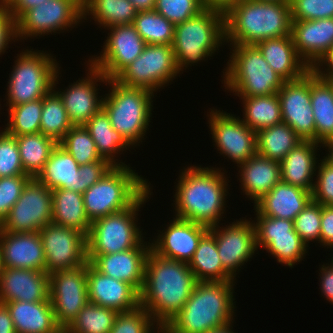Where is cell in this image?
Here are the masks:
<instances>
[{
    "instance_id": "cell-1",
    "label": "cell",
    "mask_w": 333,
    "mask_h": 333,
    "mask_svg": "<svg viewBox=\"0 0 333 333\" xmlns=\"http://www.w3.org/2000/svg\"><path fill=\"white\" fill-rule=\"evenodd\" d=\"M197 282L188 263L161 257L150 250L140 307L149 312L157 325L170 323L185 305Z\"/></svg>"
},
{
    "instance_id": "cell-2",
    "label": "cell",
    "mask_w": 333,
    "mask_h": 333,
    "mask_svg": "<svg viewBox=\"0 0 333 333\" xmlns=\"http://www.w3.org/2000/svg\"><path fill=\"white\" fill-rule=\"evenodd\" d=\"M221 171L195 165L184 168L175 187L174 216L208 228L220 225L229 193V179Z\"/></svg>"
},
{
    "instance_id": "cell-3",
    "label": "cell",
    "mask_w": 333,
    "mask_h": 333,
    "mask_svg": "<svg viewBox=\"0 0 333 333\" xmlns=\"http://www.w3.org/2000/svg\"><path fill=\"white\" fill-rule=\"evenodd\" d=\"M290 4L240 0L225 15V43L256 44L265 39L291 35Z\"/></svg>"
},
{
    "instance_id": "cell-4",
    "label": "cell",
    "mask_w": 333,
    "mask_h": 333,
    "mask_svg": "<svg viewBox=\"0 0 333 333\" xmlns=\"http://www.w3.org/2000/svg\"><path fill=\"white\" fill-rule=\"evenodd\" d=\"M235 283V280L197 282L170 324L181 333H205L234 322Z\"/></svg>"
},
{
    "instance_id": "cell-5",
    "label": "cell",
    "mask_w": 333,
    "mask_h": 333,
    "mask_svg": "<svg viewBox=\"0 0 333 333\" xmlns=\"http://www.w3.org/2000/svg\"><path fill=\"white\" fill-rule=\"evenodd\" d=\"M222 83L238 97L276 94L285 80L264 59L255 44L230 45ZM224 81V82H223ZM235 92V93H234Z\"/></svg>"
},
{
    "instance_id": "cell-6",
    "label": "cell",
    "mask_w": 333,
    "mask_h": 333,
    "mask_svg": "<svg viewBox=\"0 0 333 333\" xmlns=\"http://www.w3.org/2000/svg\"><path fill=\"white\" fill-rule=\"evenodd\" d=\"M110 86L105 94L102 109L106 112L113 129L132 146H140L151 122L154 93L142 88L120 84L108 79Z\"/></svg>"
},
{
    "instance_id": "cell-7",
    "label": "cell",
    "mask_w": 333,
    "mask_h": 333,
    "mask_svg": "<svg viewBox=\"0 0 333 333\" xmlns=\"http://www.w3.org/2000/svg\"><path fill=\"white\" fill-rule=\"evenodd\" d=\"M129 165L112 166L107 173L83 193L85 213L92 223L109 214L130 208L150 184Z\"/></svg>"
},
{
    "instance_id": "cell-8",
    "label": "cell",
    "mask_w": 333,
    "mask_h": 333,
    "mask_svg": "<svg viewBox=\"0 0 333 333\" xmlns=\"http://www.w3.org/2000/svg\"><path fill=\"white\" fill-rule=\"evenodd\" d=\"M224 42L225 16L220 13L204 9L175 25L172 47L179 72L212 57Z\"/></svg>"
},
{
    "instance_id": "cell-9",
    "label": "cell",
    "mask_w": 333,
    "mask_h": 333,
    "mask_svg": "<svg viewBox=\"0 0 333 333\" xmlns=\"http://www.w3.org/2000/svg\"><path fill=\"white\" fill-rule=\"evenodd\" d=\"M149 188L130 208L109 214L91 223L86 237L87 260L138 247L146 238L138 226V211L152 194ZM150 195V196H149ZM141 230V231H140ZM144 236V237H143Z\"/></svg>"
},
{
    "instance_id": "cell-10",
    "label": "cell",
    "mask_w": 333,
    "mask_h": 333,
    "mask_svg": "<svg viewBox=\"0 0 333 333\" xmlns=\"http://www.w3.org/2000/svg\"><path fill=\"white\" fill-rule=\"evenodd\" d=\"M20 52L7 82L8 108L43 99L53 89L55 76L61 68L56 57L47 51H33L32 48Z\"/></svg>"
},
{
    "instance_id": "cell-11",
    "label": "cell",
    "mask_w": 333,
    "mask_h": 333,
    "mask_svg": "<svg viewBox=\"0 0 333 333\" xmlns=\"http://www.w3.org/2000/svg\"><path fill=\"white\" fill-rule=\"evenodd\" d=\"M181 72L178 70L172 45L146 44L141 55L126 66L114 79L129 87L152 93L164 89ZM174 78V79H173Z\"/></svg>"
},
{
    "instance_id": "cell-12",
    "label": "cell",
    "mask_w": 333,
    "mask_h": 333,
    "mask_svg": "<svg viewBox=\"0 0 333 333\" xmlns=\"http://www.w3.org/2000/svg\"><path fill=\"white\" fill-rule=\"evenodd\" d=\"M82 19V0H47L27 10L16 21L17 41L69 31L85 22Z\"/></svg>"
},
{
    "instance_id": "cell-13",
    "label": "cell",
    "mask_w": 333,
    "mask_h": 333,
    "mask_svg": "<svg viewBox=\"0 0 333 333\" xmlns=\"http://www.w3.org/2000/svg\"><path fill=\"white\" fill-rule=\"evenodd\" d=\"M52 223V190L36 177L30 178L0 225V231L15 233L39 232Z\"/></svg>"
},
{
    "instance_id": "cell-14",
    "label": "cell",
    "mask_w": 333,
    "mask_h": 333,
    "mask_svg": "<svg viewBox=\"0 0 333 333\" xmlns=\"http://www.w3.org/2000/svg\"><path fill=\"white\" fill-rule=\"evenodd\" d=\"M210 110V114L207 112V124L219 154L235 162L238 167L257 153L256 132L241 117L214 107Z\"/></svg>"
},
{
    "instance_id": "cell-15",
    "label": "cell",
    "mask_w": 333,
    "mask_h": 333,
    "mask_svg": "<svg viewBox=\"0 0 333 333\" xmlns=\"http://www.w3.org/2000/svg\"><path fill=\"white\" fill-rule=\"evenodd\" d=\"M45 255V272L78 268L88 262L86 236L65 226L48 223L39 230Z\"/></svg>"
},
{
    "instance_id": "cell-16",
    "label": "cell",
    "mask_w": 333,
    "mask_h": 333,
    "mask_svg": "<svg viewBox=\"0 0 333 333\" xmlns=\"http://www.w3.org/2000/svg\"><path fill=\"white\" fill-rule=\"evenodd\" d=\"M49 299L56 322L66 329L89 302L87 263L75 269L49 274Z\"/></svg>"
},
{
    "instance_id": "cell-17",
    "label": "cell",
    "mask_w": 333,
    "mask_h": 333,
    "mask_svg": "<svg viewBox=\"0 0 333 333\" xmlns=\"http://www.w3.org/2000/svg\"><path fill=\"white\" fill-rule=\"evenodd\" d=\"M215 236L219 258L224 270L236 280V275L249 259L253 257L257 248L256 230L253 220L236 219L226 227L209 228ZM246 262V263H245ZM241 268V269H240ZM238 270V271H237Z\"/></svg>"
},
{
    "instance_id": "cell-18",
    "label": "cell",
    "mask_w": 333,
    "mask_h": 333,
    "mask_svg": "<svg viewBox=\"0 0 333 333\" xmlns=\"http://www.w3.org/2000/svg\"><path fill=\"white\" fill-rule=\"evenodd\" d=\"M106 29L110 32L102 47L103 50L99 56L94 55L87 62L108 79H114L141 55L146 43L133 24L115 25Z\"/></svg>"
},
{
    "instance_id": "cell-19",
    "label": "cell",
    "mask_w": 333,
    "mask_h": 333,
    "mask_svg": "<svg viewBox=\"0 0 333 333\" xmlns=\"http://www.w3.org/2000/svg\"><path fill=\"white\" fill-rule=\"evenodd\" d=\"M282 120L303 141H315V122L311 107V70L294 81H285L278 91Z\"/></svg>"
},
{
    "instance_id": "cell-20",
    "label": "cell",
    "mask_w": 333,
    "mask_h": 333,
    "mask_svg": "<svg viewBox=\"0 0 333 333\" xmlns=\"http://www.w3.org/2000/svg\"><path fill=\"white\" fill-rule=\"evenodd\" d=\"M86 65L88 72L85 78H79L63 91L61 89L56 91L73 126H84L103 107L104 96L98 95L97 82L106 84L108 78L89 62Z\"/></svg>"
},
{
    "instance_id": "cell-21",
    "label": "cell",
    "mask_w": 333,
    "mask_h": 333,
    "mask_svg": "<svg viewBox=\"0 0 333 333\" xmlns=\"http://www.w3.org/2000/svg\"><path fill=\"white\" fill-rule=\"evenodd\" d=\"M169 223L167 228L160 230L157 238L151 241V250L161 257L189 263L209 228L176 217Z\"/></svg>"
},
{
    "instance_id": "cell-22",
    "label": "cell",
    "mask_w": 333,
    "mask_h": 333,
    "mask_svg": "<svg viewBox=\"0 0 333 333\" xmlns=\"http://www.w3.org/2000/svg\"><path fill=\"white\" fill-rule=\"evenodd\" d=\"M88 300L92 304L129 312L140 306V293L129 283L106 276L87 262Z\"/></svg>"
},
{
    "instance_id": "cell-23",
    "label": "cell",
    "mask_w": 333,
    "mask_h": 333,
    "mask_svg": "<svg viewBox=\"0 0 333 333\" xmlns=\"http://www.w3.org/2000/svg\"><path fill=\"white\" fill-rule=\"evenodd\" d=\"M150 242L126 251L97 255L90 264L100 273L132 285L139 293L144 284L145 264Z\"/></svg>"
},
{
    "instance_id": "cell-24",
    "label": "cell",
    "mask_w": 333,
    "mask_h": 333,
    "mask_svg": "<svg viewBox=\"0 0 333 333\" xmlns=\"http://www.w3.org/2000/svg\"><path fill=\"white\" fill-rule=\"evenodd\" d=\"M11 301H50L49 274L40 270L5 267L0 277V303Z\"/></svg>"
},
{
    "instance_id": "cell-25",
    "label": "cell",
    "mask_w": 333,
    "mask_h": 333,
    "mask_svg": "<svg viewBox=\"0 0 333 333\" xmlns=\"http://www.w3.org/2000/svg\"><path fill=\"white\" fill-rule=\"evenodd\" d=\"M291 37L298 55L311 68L333 48V18L292 20Z\"/></svg>"
},
{
    "instance_id": "cell-26",
    "label": "cell",
    "mask_w": 333,
    "mask_h": 333,
    "mask_svg": "<svg viewBox=\"0 0 333 333\" xmlns=\"http://www.w3.org/2000/svg\"><path fill=\"white\" fill-rule=\"evenodd\" d=\"M4 266L45 271V255L39 232L0 231Z\"/></svg>"
},
{
    "instance_id": "cell-27",
    "label": "cell",
    "mask_w": 333,
    "mask_h": 333,
    "mask_svg": "<svg viewBox=\"0 0 333 333\" xmlns=\"http://www.w3.org/2000/svg\"><path fill=\"white\" fill-rule=\"evenodd\" d=\"M312 200L311 192L280 181L254 204L256 214L294 220Z\"/></svg>"
},
{
    "instance_id": "cell-28",
    "label": "cell",
    "mask_w": 333,
    "mask_h": 333,
    "mask_svg": "<svg viewBox=\"0 0 333 333\" xmlns=\"http://www.w3.org/2000/svg\"><path fill=\"white\" fill-rule=\"evenodd\" d=\"M318 147H321L318 142L302 141L293 148L280 162L281 181L312 193L313 177L320 161L316 157Z\"/></svg>"
},
{
    "instance_id": "cell-29",
    "label": "cell",
    "mask_w": 333,
    "mask_h": 333,
    "mask_svg": "<svg viewBox=\"0 0 333 333\" xmlns=\"http://www.w3.org/2000/svg\"><path fill=\"white\" fill-rule=\"evenodd\" d=\"M255 45L267 63L285 81L297 80L311 69L298 55L291 35L261 40Z\"/></svg>"
},
{
    "instance_id": "cell-30",
    "label": "cell",
    "mask_w": 333,
    "mask_h": 333,
    "mask_svg": "<svg viewBox=\"0 0 333 333\" xmlns=\"http://www.w3.org/2000/svg\"><path fill=\"white\" fill-rule=\"evenodd\" d=\"M238 168L241 190L254 204L281 181L280 163L257 153Z\"/></svg>"
},
{
    "instance_id": "cell-31",
    "label": "cell",
    "mask_w": 333,
    "mask_h": 333,
    "mask_svg": "<svg viewBox=\"0 0 333 333\" xmlns=\"http://www.w3.org/2000/svg\"><path fill=\"white\" fill-rule=\"evenodd\" d=\"M16 333H58L62 328L55 319L50 301L4 303Z\"/></svg>"
},
{
    "instance_id": "cell-32",
    "label": "cell",
    "mask_w": 333,
    "mask_h": 333,
    "mask_svg": "<svg viewBox=\"0 0 333 333\" xmlns=\"http://www.w3.org/2000/svg\"><path fill=\"white\" fill-rule=\"evenodd\" d=\"M79 167L77 161L57 144L36 178L50 190L67 189L83 194L85 186H82Z\"/></svg>"
},
{
    "instance_id": "cell-33",
    "label": "cell",
    "mask_w": 333,
    "mask_h": 333,
    "mask_svg": "<svg viewBox=\"0 0 333 333\" xmlns=\"http://www.w3.org/2000/svg\"><path fill=\"white\" fill-rule=\"evenodd\" d=\"M84 126L89 131L102 159L107 160L112 166L126 165L122 160L119 162L116 155L122 154L124 150H129L132 146L113 129L109 117L103 109L99 110Z\"/></svg>"
},
{
    "instance_id": "cell-34",
    "label": "cell",
    "mask_w": 333,
    "mask_h": 333,
    "mask_svg": "<svg viewBox=\"0 0 333 333\" xmlns=\"http://www.w3.org/2000/svg\"><path fill=\"white\" fill-rule=\"evenodd\" d=\"M52 223L82 232L86 237L91 222L85 209L83 194L67 190H52Z\"/></svg>"
},
{
    "instance_id": "cell-35",
    "label": "cell",
    "mask_w": 333,
    "mask_h": 333,
    "mask_svg": "<svg viewBox=\"0 0 333 333\" xmlns=\"http://www.w3.org/2000/svg\"><path fill=\"white\" fill-rule=\"evenodd\" d=\"M311 107L315 122V142L333 140V82L311 71Z\"/></svg>"
},
{
    "instance_id": "cell-36",
    "label": "cell",
    "mask_w": 333,
    "mask_h": 333,
    "mask_svg": "<svg viewBox=\"0 0 333 333\" xmlns=\"http://www.w3.org/2000/svg\"><path fill=\"white\" fill-rule=\"evenodd\" d=\"M83 19H93L101 28L133 24L138 13L130 0H82ZM88 15V16H87Z\"/></svg>"
},
{
    "instance_id": "cell-37",
    "label": "cell",
    "mask_w": 333,
    "mask_h": 333,
    "mask_svg": "<svg viewBox=\"0 0 333 333\" xmlns=\"http://www.w3.org/2000/svg\"><path fill=\"white\" fill-rule=\"evenodd\" d=\"M198 282L234 280L223 268L215 236L208 231L188 263Z\"/></svg>"
},
{
    "instance_id": "cell-38",
    "label": "cell",
    "mask_w": 333,
    "mask_h": 333,
    "mask_svg": "<svg viewBox=\"0 0 333 333\" xmlns=\"http://www.w3.org/2000/svg\"><path fill=\"white\" fill-rule=\"evenodd\" d=\"M302 141L290 126L281 122L256 133L257 154L280 163Z\"/></svg>"
},
{
    "instance_id": "cell-39",
    "label": "cell",
    "mask_w": 333,
    "mask_h": 333,
    "mask_svg": "<svg viewBox=\"0 0 333 333\" xmlns=\"http://www.w3.org/2000/svg\"><path fill=\"white\" fill-rule=\"evenodd\" d=\"M60 69L57 72L53 89L42 99V113L40 123V133L52 138L59 143L64 135L73 127L64 107L63 101L56 92V84L59 80Z\"/></svg>"
},
{
    "instance_id": "cell-40",
    "label": "cell",
    "mask_w": 333,
    "mask_h": 333,
    "mask_svg": "<svg viewBox=\"0 0 333 333\" xmlns=\"http://www.w3.org/2000/svg\"><path fill=\"white\" fill-rule=\"evenodd\" d=\"M242 99V121L256 133L267 127L283 122L278 94L255 97H240Z\"/></svg>"
},
{
    "instance_id": "cell-41",
    "label": "cell",
    "mask_w": 333,
    "mask_h": 333,
    "mask_svg": "<svg viewBox=\"0 0 333 333\" xmlns=\"http://www.w3.org/2000/svg\"><path fill=\"white\" fill-rule=\"evenodd\" d=\"M24 173L37 177L48 160L52 149L58 144L42 133L16 136Z\"/></svg>"
},
{
    "instance_id": "cell-42",
    "label": "cell",
    "mask_w": 333,
    "mask_h": 333,
    "mask_svg": "<svg viewBox=\"0 0 333 333\" xmlns=\"http://www.w3.org/2000/svg\"><path fill=\"white\" fill-rule=\"evenodd\" d=\"M133 25L146 44H173L175 25L155 10L138 11Z\"/></svg>"
},
{
    "instance_id": "cell-43",
    "label": "cell",
    "mask_w": 333,
    "mask_h": 333,
    "mask_svg": "<svg viewBox=\"0 0 333 333\" xmlns=\"http://www.w3.org/2000/svg\"><path fill=\"white\" fill-rule=\"evenodd\" d=\"M119 312L88 302L65 329L67 333H109Z\"/></svg>"
},
{
    "instance_id": "cell-44",
    "label": "cell",
    "mask_w": 333,
    "mask_h": 333,
    "mask_svg": "<svg viewBox=\"0 0 333 333\" xmlns=\"http://www.w3.org/2000/svg\"><path fill=\"white\" fill-rule=\"evenodd\" d=\"M8 123L3 128L13 136L40 132L42 99L8 108Z\"/></svg>"
},
{
    "instance_id": "cell-45",
    "label": "cell",
    "mask_w": 333,
    "mask_h": 333,
    "mask_svg": "<svg viewBox=\"0 0 333 333\" xmlns=\"http://www.w3.org/2000/svg\"><path fill=\"white\" fill-rule=\"evenodd\" d=\"M79 165L103 160L85 126H73L58 143Z\"/></svg>"
},
{
    "instance_id": "cell-46",
    "label": "cell",
    "mask_w": 333,
    "mask_h": 333,
    "mask_svg": "<svg viewBox=\"0 0 333 333\" xmlns=\"http://www.w3.org/2000/svg\"><path fill=\"white\" fill-rule=\"evenodd\" d=\"M263 249L277 258L278 263L293 268L305 258L309 248L297 232H291V236L272 237Z\"/></svg>"
},
{
    "instance_id": "cell-47",
    "label": "cell",
    "mask_w": 333,
    "mask_h": 333,
    "mask_svg": "<svg viewBox=\"0 0 333 333\" xmlns=\"http://www.w3.org/2000/svg\"><path fill=\"white\" fill-rule=\"evenodd\" d=\"M157 327L149 312L139 306L135 310L118 313L109 333H154Z\"/></svg>"
},
{
    "instance_id": "cell-48",
    "label": "cell",
    "mask_w": 333,
    "mask_h": 333,
    "mask_svg": "<svg viewBox=\"0 0 333 333\" xmlns=\"http://www.w3.org/2000/svg\"><path fill=\"white\" fill-rule=\"evenodd\" d=\"M154 10L177 25L204 10L201 0H155Z\"/></svg>"
},
{
    "instance_id": "cell-49",
    "label": "cell",
    "mask_w": 333,
    "mask_h": 333,
    "mask_svg": "<svg viewBox=\"0 0 333 333\" xmlns=\"http://www.w3.org/2000/svg\"><path fill=\"white\" fill-rule=\"evenodd\" d=\"M293 221L294 230L307 247L314 240L320 243L321 204L311 200Z\"/></svg>"
},
{
    "instance_id": "cell-50",
    "label": "cell",
    "mask_w": 333,
    "mask_h": 333,
    "mask_svg": "<svg viewBox=\"0 0 333 333\" xmlns=\"http://www.w3.org/2000/svg\"><path fill=\"white\" fill-rule=\"evenodd\" d=\"M255 225L257 248H264L272 237L291 236L294 230V221L289 219L267 217L262 214H256ZM257 221V222H256Z\"/></svg>"
},
{
    "instance_id": "cell-51",
    "label": "cell",
    "mask_w": 333,
    "mask_h": 333,
    "mask_svg": "<svg viewBox=\"0 0 333 333\" xmlns=\"http://www.w3.org/2000/svg\"><path fill=\"white\" fill-rule=\"evenodd\" d=\"M27 175L24 173L16 136L4 129L0 132V178Z\"/></svg>"
},
{
    "instance_id": "cell-52",
    "label": "cell",
    "mask_w": 333,
    "mask_h": 333,
    "mask_svg": "<svg viewBox=\"0 0 333 333\" xmlns=\"http://www.w3.org/2000/svg\"><path fill=\"white\" fill-rule=\"evenodd\" d=\"M292 20L333 18V0H291Z\"/></svg>"
},
{
    "instance_id": "cell-53",
    "label": "cell",
    "mask_w": 333,
    "mask_h": 333,
    "mask_svg": "<svg viewBox=\"0 0 333 333\" xmlns=\"http://www.w3.org/2000/svg\"><path fill=\"white\" fill-rule=\"evenodd\" d=\"M30 178L29 175L0 178V225L6 219L10 209L19 199L24 186Z\"/></svg>"
},
{
    "instance_id": "cell-54",
    "label": "cell",
    "mask_w": 333,
    "mask_h": 333,
    "mask_svg": "<svg viewBox=\"0 0 333 333\" xmlns=\"http://www.w3.org/2000/svg\"><path fill=\"white\" fill-rule=\"evenodd\" d=\"M316 178L311 193L312 201L322 206H333V167L320 159L316 169Z\"/></svg>"
},
{
    "instance_id": "cell-55",
    "label": "cell",
    "mask_w": 333,
    "mask_h": 333,
    "mask_svg": "<svg viewBox=\"0 0 333 333\" xmlns=\"http://www.w3.org/2000/svg\"><path fill=\"white\" fill-rule=\"evenodd\" d=\"M11 41L17 42L16 20L12 17L7 8L0 3V55L6 52Z\"/></svg>"
},
{
    "instance_id": "cell-56",
    "label": "cell",
    "mask_w": 333,
    "mask_h": 333,
    "mask_svg": "<svg viewBox=\"0 0 333 333\" xmlns=\"http://www.w3.org/2000/svg\"><path fill=\"white\" fill-rule=\"evenodd\" d=\"M111 167L112 165L105 159L80 165L78 172L82 179V186H85V191L96 184Z\"/></svg>"
},
{
    "instance_id": "cell-57",
    "label": "cell",
    "mask_w": 333,
    "mask_h": 333,
    "mask_svg": "<svg viewBox=\"0 0 333 333\" xmlns=\"http://www.w3.org/2000/svg\"><path fill=\"white\" fill-rule=\"evenodd\" d=\"M320 245L333 248V206L321 205Z\"/></svg>"
},
{
    "instance_id": "cell-58",
    "label": "cell",
    "mask_w": 333,
    "mask_h": 333,
    "mask_svg": "<svg viewBox=\"0 0 333 333\" xmlns=\"http://www.w3.org/2000/svg\"><path fill=\"white\" fill-rule=\"evenodd\" d=\"M326 66V67H325ZM324 68V69H323ZM318 78L333 81V48L319 58L310 69Z\"/></svg>"
},
{
    "instance_id": "cell-59",
    "label": "cell",
    "mask_w": 333,
    "mask_h": 333,
    "mask_svg": "<svg viewBox=\"0 0 333 333\" xmlns=\"http://www.w3.org/2000/svg\"><path fill=\"white\" fill-rule=\"evenodd\" d=\"M326 265V266H325ZM319 280H320V290L323 298L333 304V257L331 258V263H326L321 265L319 269Z\"/></svg>"
},
{
    "instance_id": "cell-60",
    "label": "cell",
    "mask_w": 333,
    "mask_h": 333,
    "mask_svg": "<svg viewBox=\"0 0 333 333\" xmlns=\"http://www.w3.org/2000/svg\"><path fill=\"white\" fill-rule=\"evenodd\" d=\"M47 0H4L2 4L17 21L27 10L37 7Z\"/></svg>"
},
{
    "instance_id": "cell-61",
    "label": "cell",
    "mask_w": 333,
    "mask_h": 333,
    "mask_svg": "<svg viewBox=\"0 0 333 333\" xmlns=\"http://www.w3.org/2000/svg\"><path fill=\"white\" fill-rule=\"evenodd\" d=\"M204 9L225 16L240 0H201Z\"/></svg>"
},
{
    "instance_id": "cell-62",
    "label": "cell",
    "mask_w": 333,
    "mask_h": 333,
    "mask_svg": "<svg viewBox=\"0 0 333 333\" xmlns=\"http://www.w3.org/2000/svg\"><path fill=\"white\" fill-rule=\"evenodd\" d=\"M0 333H16L9 310L4 303H0Z\"/></svg>"
},
{
    "instance_id": "cell-63",
    "label": "cell",
    "mask_w": 333,
    "mask_h": 333,
    "mask_svg": "<svg viewBox=\"0 0 333 333\" xmlns=\"http://www.w3.org/2000/svg\"><path fill=\"white\" fill-rule=\"evenodd\" d=\"M137 11L154 10L155 0H130Z\"/></svg>"
},
{
    "instance_id": "cell-64",
    "label": "cell",
    "mask_w": 333,
    "mask_h": 333,
    "mask_svg": "<svg viewBox=\"0 0 333 333\" xmlns=\"http://www.w3.org/2000/svg\"><path fill=\"white\" fill-rule=\"evenodd\" d=\"M322 148L326 147L325 149H327L329 153H327L326 156H323V159L333 167V140H329L326 141L324 143L321 144Z\"/></svg>"
},
{
    "instance_id": "cell-65",
    "label": "cell",
    "mask_w": 333,
    "mask_h": 333,
    "mask_svg": "<svg viewBox=\"0 0 333 333\" xmlns=\"http://www.w3.org/2000/svg\"><path fill=\"white\" fill-rule=\"evenodd\" d=\"M181 333L175 329L170 323H162L158 325L156 333Z\"/></svg>"
},
{
    "instance_id": "cell-66",
    "label": "cell",
    "mask_w": 333,
    "mask_h": 333,
    "mask_svg": "<svg viewBox=\"0 0 333 333\" xmlns=\"http://www.w3.org/2000/svg\"><path fill=\"white\" fill-rule=\"evenodd\" d=\"M233 323L234 322H232L226 326L220 327L218 329L209 330L205 333H236V332H233L234 331L233 326H232Z\"/></svg>"
},
{
    "instance_id": "cell-67",
    "label": "cell",
    "mask_w": 333,
    "mask_h": 333,
    "mask_svg": "<svg viewBox=\"0 0 333 333\" xmlns=\"http://www.w3.org/2000/svg\"><path fill=\"white\" fill-rule=\"evenodd\" d=\"M4 269H5V266H4V262H3L2 250L0 247V277H1V274L3 273Z\"/></svg>"
},
{
    "instance_id": "cell-68",
    "label": "cell",
    "mask_w": 333,
    "mask_h": 333,
    "mask_svg": "<svg viewBox=\"0 0 333 333\" xmlns=\"http://www.w3.org/2000/svg\"><path fill=\"white\" fill-rule=\"evenodd\" d=\"M257 1H271V2H286L290 4L291 0H257Z\"/></svg>"
},
{
    "instance_id": "cell-69",
    "label": "cell",
    "mask_w": 333,
    "mask_h": 333,
    "mask_svg": "<svg viewBox=\"0 0 333 333\" xmlns=\"http://www.w3.org/2000/svg\"><path fill=\"white\" fill-rule=\"evenodd\" d=\"M58 333H67L65 329H61Z\"/></svg>"
}]
</instances>
